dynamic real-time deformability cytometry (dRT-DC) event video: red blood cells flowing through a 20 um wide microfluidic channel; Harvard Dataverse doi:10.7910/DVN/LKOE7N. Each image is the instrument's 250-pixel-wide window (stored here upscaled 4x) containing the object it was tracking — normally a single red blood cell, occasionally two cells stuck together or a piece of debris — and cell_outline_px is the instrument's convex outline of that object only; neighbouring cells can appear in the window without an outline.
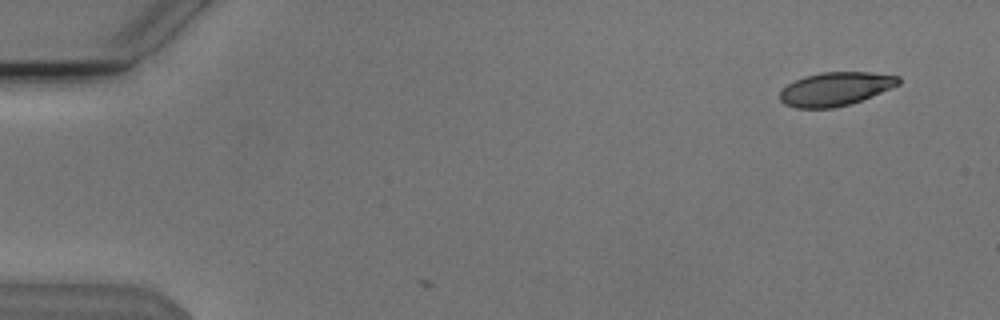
{"species": "Egyptian fruit bat (a non-hibernating species)", "species_latin": "Rousettus aegyptiacus", "temperature_condition": "cold", "stored_images_in_passage": 4, "camera_frame_rate_fps": 3000, "um_per_image_px": 0.085, "animal": {"sex": "male"}, "frame": {"image": 1, "passage_image": 4, "time_ms": 1.0, "image_size_px": [1000, 320], "cell_outline_px": [[900, 84], [892, 88], [852, 104], [832, 108], [796, 108], [784, 104], [780, 100], [780, 92], [788, 84], [804, 76], [820, 72], [872, 72], [900, 76]], "centroid_in_image_um": [71.04, 7.56], "position_along_channel_um": 14.0, "area_um2": 23.35}}